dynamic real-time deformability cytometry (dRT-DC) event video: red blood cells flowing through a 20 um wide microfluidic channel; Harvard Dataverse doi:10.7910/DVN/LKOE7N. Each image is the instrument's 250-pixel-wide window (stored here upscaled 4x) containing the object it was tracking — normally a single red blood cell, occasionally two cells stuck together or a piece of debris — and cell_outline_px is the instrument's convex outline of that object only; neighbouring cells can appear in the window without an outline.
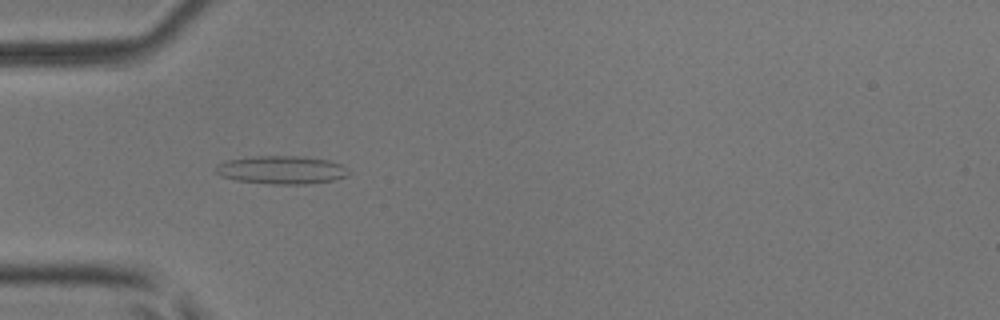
{"species": "common noctule bat (a hibernating species)", "species_latin": "Nyctalus noctula", "temperature_condition": "room temperature", "stored_images_in_passage": 2, "camera_frame_rate_fps": 3000, "um_per_image_px": 0.085, "animal": {"sex": "male", "body_mass_g": 17.9, "forearm_length_mm": 54.2}, "frame": {"image": 1, "passage_image": 1, "time_ms": 0.0, "image_size_px": [1000, 320], "cell_outline_px": [[348, 176], [332, 180], [304, 184], [272, 184], [236, 180], [220, 176], [216, 172], [216, 164], [228, 160], [256, 156], [304, 156], [328, 160], [340, 164], [348, 172]], "centroid_in_image_um": [23.9, 14.44], "position_along_channel_um": 61.1, "area_um2": 21.62}}
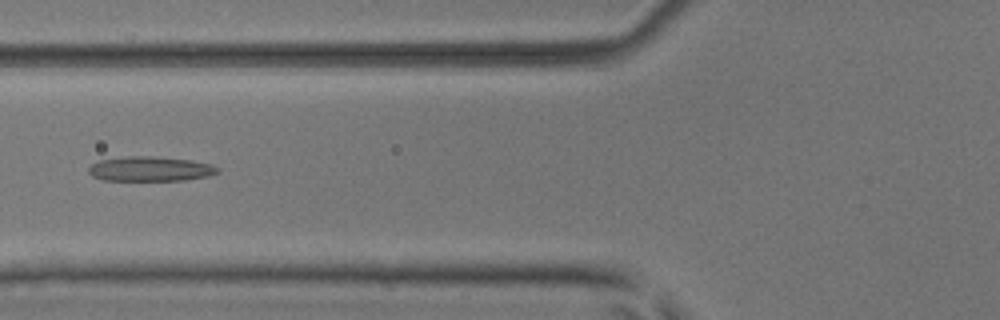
{"frame": {"image": 2, "passage_image": 2, "time_ms": 0.333, "image_size_px": [1000, 320], "cell_outline_px": [[220, 172], [208, 176], [184, 180], [104, 180], [92, 176], [88, 172], [88, 168], [92, 164], [100, 160], [128, 156], [152, 156], [192, 160], [212, 164], [220, 168]], "centroid_in_image_um": [12.81, 14.35], "position_along_channel_um": 113.0, "area_um2": 18.61}}